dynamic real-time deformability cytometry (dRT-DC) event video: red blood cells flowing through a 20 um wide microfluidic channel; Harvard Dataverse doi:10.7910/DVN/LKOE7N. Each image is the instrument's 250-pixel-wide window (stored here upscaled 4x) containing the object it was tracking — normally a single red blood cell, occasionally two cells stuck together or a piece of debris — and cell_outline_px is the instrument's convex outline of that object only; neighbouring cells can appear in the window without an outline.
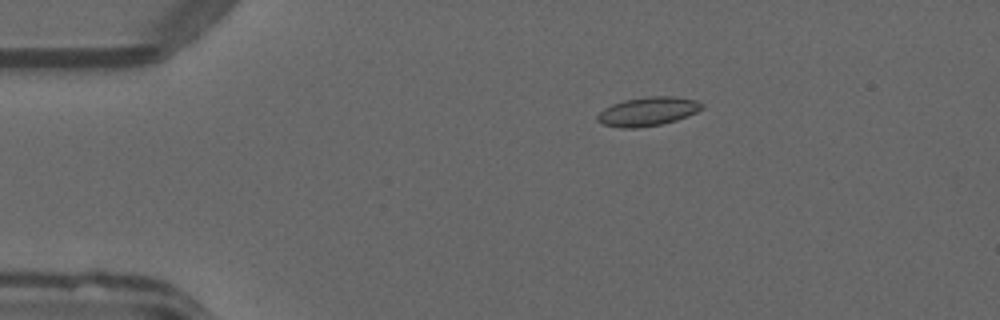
{"species": "common noctule bat (a hibernating species)", "species_latin": "Nyctalus noctula", "temperature_condition": "warm", "stored_images_in_passage": 49, "camera_frame_rate_fps": 3000, "um_per_image_px": 0.085, "animal": {"sex": "male", "forearm_length_mm": 52.5}, "frame": {"image": 1, "passage_image": 8, "time_ms": 2.333, "image_size_px": [1000, 320], "cell_outline_px": [[704, 108], [688, 116], [676, 120], [660, 124], [636, 128], [620, 128], [604, 124], [596, 120], [596, 116], [604, 108], [612, 104], [624, 100], [648, 96], [676, 96], [696, 100], [704, 104]], "centroid_in_image_um": [55.08, 9.46], "position_along_channel_um": 29.9, "area_um2": 17.63}}
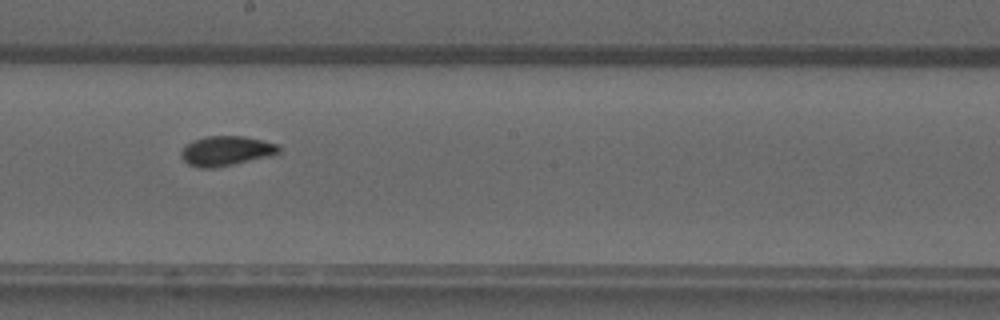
{"frame": {"image": 2, "passage_image": 27, "time_ms": 8.667, "image_size_px": [1000, 320], "cell_outline_px": [[280, 152], [272, 156], [216, 168], [200, 168], [188, 164], [180, 156], [180, 152], [192, 140], [208, 136], [244, 136], [280, 144]], "centroid_in_image_um": [19.26, 12.83], "position_along_channel_um": 228.9, "area_um2": 17.11}}
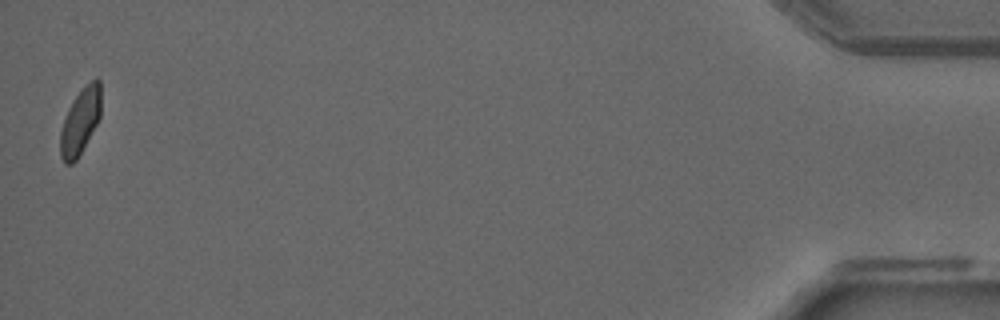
{"frame": {"image": 3, "passage_image": 49, "time_ms": 16.0, "image_size_px": [1000, 320], "cell_outline_px": [[100, 116], [96, 124], [76, 160], [72, 164], [64, 164], [60, 156], [60, 132], [68, 108], [76, 96], [96, 76], [100, 80]], "centroid_in_image_um": [6.81, 10.34], "position_along_channel_um": 428.4, "area_um2": 15.26}, "authors_computed_cell_mechanics": {"area_um2": 16.473, "velocity_mm_per_s": 4.0224, "shape_relaxation_time_tau1_ms": 2.4946, "shape_relaxation_time_tau2_ms": 0.7002, "deformation_change_tau1": 0.0918, "deformation_change_tau2": 0.0501}}